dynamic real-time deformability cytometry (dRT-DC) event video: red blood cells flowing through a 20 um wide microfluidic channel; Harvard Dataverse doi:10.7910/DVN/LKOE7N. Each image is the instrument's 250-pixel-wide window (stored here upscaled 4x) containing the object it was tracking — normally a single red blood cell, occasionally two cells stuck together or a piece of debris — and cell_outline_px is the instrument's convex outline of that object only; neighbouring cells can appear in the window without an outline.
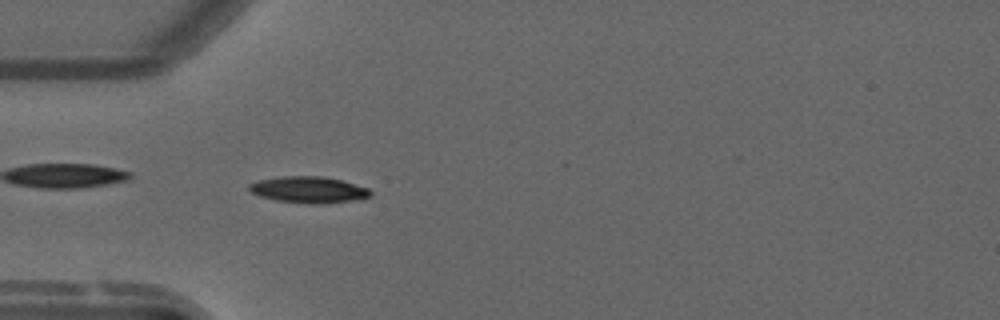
{"species": "common noctule bat (a hibernating species)", "species_latin": "Nyctalus noctula", "temperature_condition": "warm", "stored_images_in_passage": 54, "camera_frame_rate_fps": 3000, "um_per_image_px": 0.085, "animal": {"sex": "male", "forearm_length_mm": 52.5}, "frame": {"image": 1, "passage_image": 16, "time_ms": 5.0, "image_size_px": [1000, 320], "cell_outline_px": [[372, 196], [352, 200], [324, 204], [308, 204], [276, 200], [260, 196], [252, 192], [248, 188], [248, 184], [256, 180], [280, 176], [324, 176], [340, 180], [368, 188], [372, 192]], "centroid_in_image_um": [26.21, 16.12], "position_along_channel_um": 58.8, "area_um2": 18.73}}
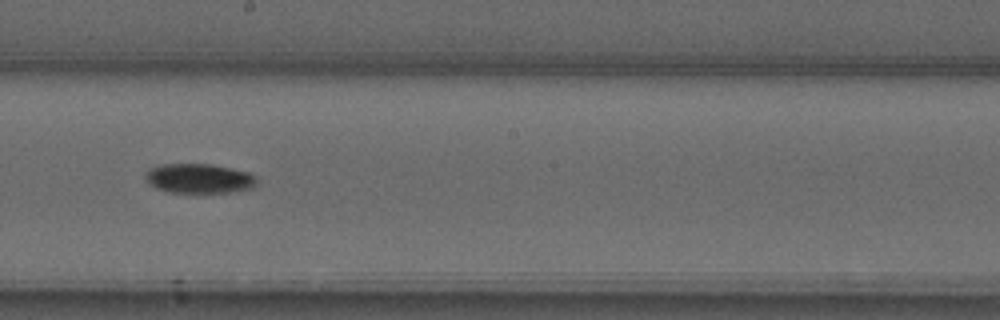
{"frame": {"image": 2, "passage_image": 30, "time_ms": 9.667, "image_size_px": [1000, 320], "cell_outline_px": [[256, 184], [252, 188], [232, 192], [168, 192], [156, 188], [148, 184], [144, 176], [144, 172], [148, 168], [160, 164], [212, 164], [252, 172], [256, 176]], "centroid_in_image_um": [16.9, 15.15], "position_along_channel_um": 231.3, "area_um2": 19.54}}
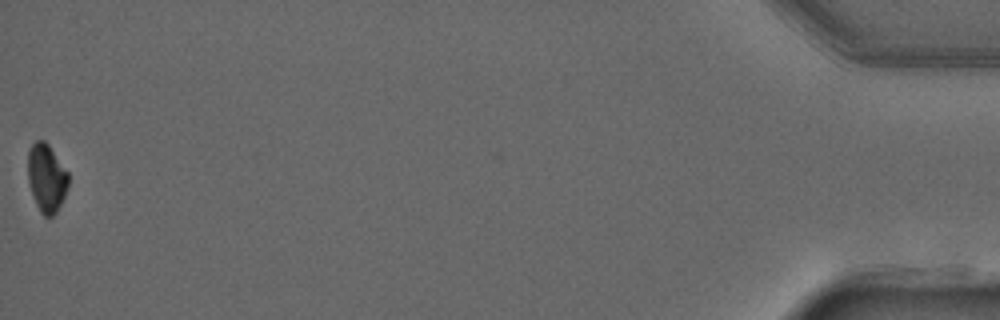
{"frame": {"image": 3, "passage_image": 54, "time_ms": 17.667, "image_size_px": [1000, 320], "cell_outline_px": [[68, 188], [56, 212], [52, 216], [44, 216], [40, 212], [36, 204], [28, 180], [28, 152], [32, 144], [36, 140], [44, 140], [48, 144], [68, 172]], "centroid_in_image_um": [3.95, 15.11], "position_along_channel_um": 431.2, "area_um2": 15.9}, "authors_computed_cell_mechanics": {"area_um2": 17.7446, "velocity_mm_per_s": 3.7668, "shape_relaxation_time_tau1_ms": 4.133, "shape_relaxation_time_tau2_ms": null, "deformation_change_tau1": 0.1318, "deformation_change_tau2": null}}